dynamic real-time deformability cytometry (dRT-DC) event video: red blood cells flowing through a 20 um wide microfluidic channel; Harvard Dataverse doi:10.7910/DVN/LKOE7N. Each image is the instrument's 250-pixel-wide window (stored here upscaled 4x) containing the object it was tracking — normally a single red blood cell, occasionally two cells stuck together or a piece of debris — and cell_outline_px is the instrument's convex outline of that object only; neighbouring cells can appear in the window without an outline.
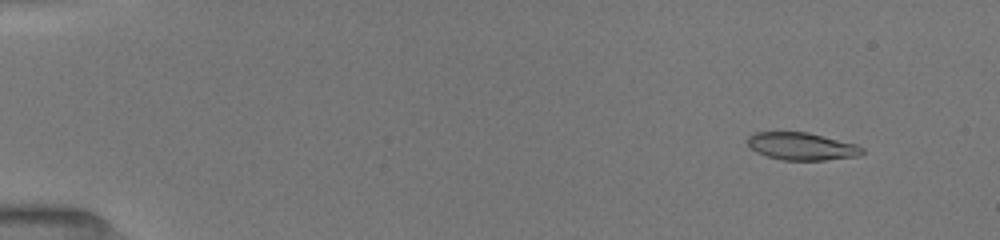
{"species": "common noctule bat (a hibernating species)", "species_latin": "Nyctalus noctula", "temperature_condition": "room temperature", "stored_images_in_passage": 24, "camera_frame_rate_fps": 3000, "um_per_image_px": 0.085, "animal": {"sex": "female", "body_mass_g": 19.5, "forearm_length_mm": 54.1}, "frame": {"image": 1, "passage_image": 4, "time_ms": 1.333, "image_size_px": [1000, 240], "cell_outline_px": [[864, 152], [860, 156], [824, 160], [784, 160], [768, 156], [756, 152], [748, 144], [748, 136], [756, 132], [808, 132], [856, 144], [864, 148]], "centroid_in_image_um": [68.18, 12.44], "position_along_channel_um": 16.8, "area_um2": 18.32}}
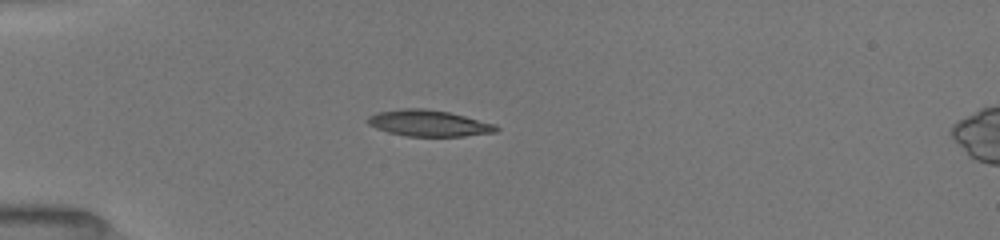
{"frame": {"image": 2, "passage_image": 20, "time_ms": 4.667, "image_size_px": [1000, 240], "cell_outline_px": [[500, 128], [496, 132], [464, 136], [408, 136], [388, 132], [376, 128], [368, 124], [364, 120], [368, 116], [376, 112], [400, 108], [424, 108], [448, 112], [496, 124]], "centroid_in_image_um": [36.41, 10.46], "position_along_channel_um": 48.6, "area_um2": 19.77}}